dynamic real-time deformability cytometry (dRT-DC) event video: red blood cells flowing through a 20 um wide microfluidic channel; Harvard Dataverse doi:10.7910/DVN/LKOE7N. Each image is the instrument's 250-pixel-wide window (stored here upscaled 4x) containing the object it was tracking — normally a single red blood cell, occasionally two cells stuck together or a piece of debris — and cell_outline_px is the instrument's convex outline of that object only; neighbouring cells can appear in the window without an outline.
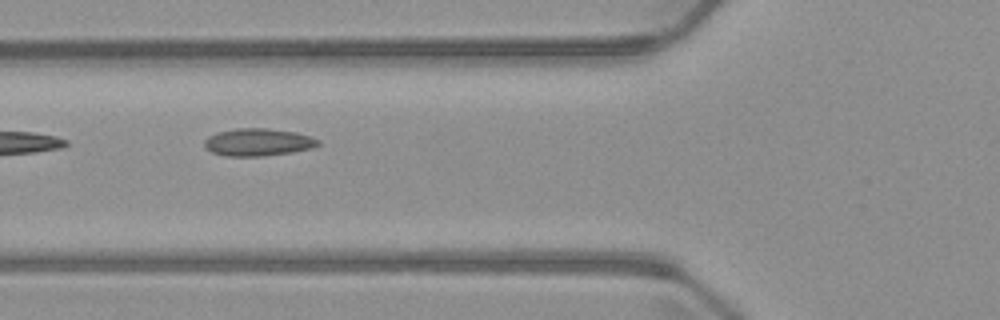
{"species": "common noctule bat (a hibernating species)", "species_latin": "Nyctalus noctula", "temperature_condition": "warm", "stored_images_in_passage": 5, "camera_frame_rate_fps": 3000, "um_per_image_px": 0.085, "animal": {"sex": "male", "body_mass_g": 23.1, "forearm_length_mm": 52.7}, "frame": {"image": 1, "passage_image": 5, "time_ms": 5.0, "image_size_px": [1000, 320], "cell_outline_px": [[320, 144], [312, 148], [292, 152], [264, 156], [224, 156], [212, 152], [204, 148], [204, 140], [208, 136], [216, 132], [236, 128], [268, 128], [296, 132], [312, 136], [320, 140]], "centroid_in_image_um": [21.93, 12.08], "position_along_channel_um": 103.9, "area_um2": 18.5}}